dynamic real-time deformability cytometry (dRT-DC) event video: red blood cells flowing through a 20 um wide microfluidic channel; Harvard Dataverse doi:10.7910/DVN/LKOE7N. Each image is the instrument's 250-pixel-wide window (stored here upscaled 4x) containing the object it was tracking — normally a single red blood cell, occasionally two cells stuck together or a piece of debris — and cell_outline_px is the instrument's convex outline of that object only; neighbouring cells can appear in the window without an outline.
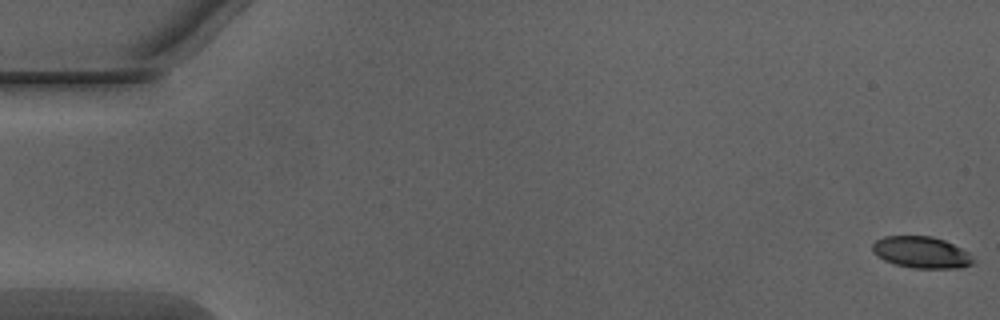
{"species": "Egyptian fruit bat (a non-hibernating species)", "species_latin": "Rousettus aegyptiacus", "temperature_condition": "warm", "stored_images_in_passage": 52, "camera_frame_rate_fps": 3000, "um_per_image_px": 0.085, "animal": {"sex": "male"}, "frame": {"image": 1, "passage_image": 1, "time_ms": 0.0, "image_size_px": [1000, 320], "cell_outline_px": [[976, 260], [972, 264], [960, 268], [912, 268], [896, 264], [884, 260], [876, 256], [872, 252], [872, 244], [876, 240], [884, 236], [932, 236], [944, 240], [968, 252]], "centroid_in_image_um": [78.3, 21.45], "position_along_channel_um": 6.7, "area_um2": 18.61}}
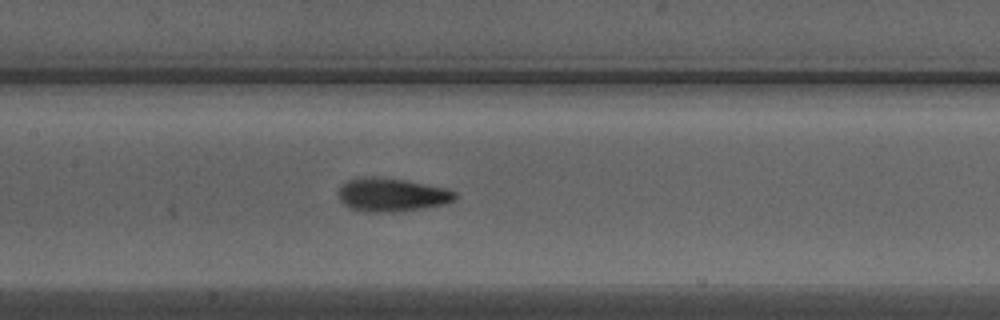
{"frame": {"image": 2, "passage_image": 25, "time_ms": 8.0, "image_size_px": [1000, 320], "cell_outline_px": [[456, 196], [452, 200], [440, 204], [392, 212], [364, 212], [352, 208], [344, 204], [340, 200], [340, 184], [348, 180], [364, 176], [376, 176], [404, 180], [448, 188], [456, 192]], "centroid_in_image_um": [33.25, 16.53], "position_along_channel_um": 174.2, "area_um2": 22.37}}
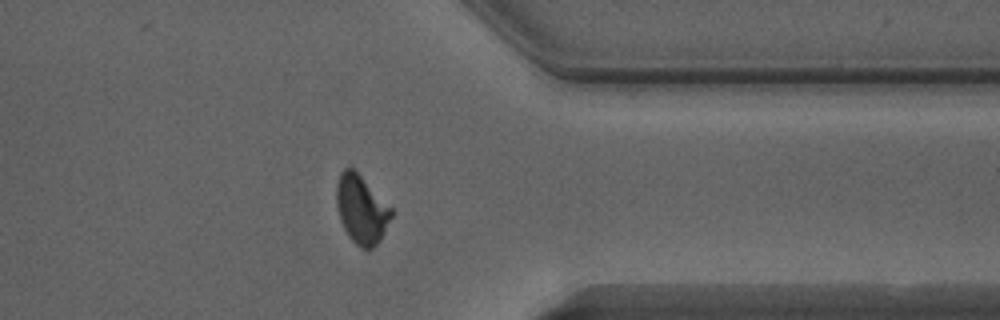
{"frame": {"image": 3, "passage_image": 41, "time_ms": 13.333, "image_size_px": [1000, 320], "cell_outline_px": [[392, 216], [380, 240], [372, 248], [360, 248], [348, 236], [340, 220], [336, 204], [336, 184], [340, 172], [348, 164], [392, 208]], "centroid_in_image_um": [30.69, 17.79], "position_along_channel_um": 380.7, "area_um2": 21.68}, "authors_computed_cell_mechanics": {"area_um2": 21.4727, "velocity_mm_per_s": 4.0526, "shape_relaxation_time_tau1_ms": 3.4772, "shape_relaxation_time_tau2_ms": 1.3832, "deformation_change_tau1": 0.1643, "deformation_change_tau2": 0.0869}}